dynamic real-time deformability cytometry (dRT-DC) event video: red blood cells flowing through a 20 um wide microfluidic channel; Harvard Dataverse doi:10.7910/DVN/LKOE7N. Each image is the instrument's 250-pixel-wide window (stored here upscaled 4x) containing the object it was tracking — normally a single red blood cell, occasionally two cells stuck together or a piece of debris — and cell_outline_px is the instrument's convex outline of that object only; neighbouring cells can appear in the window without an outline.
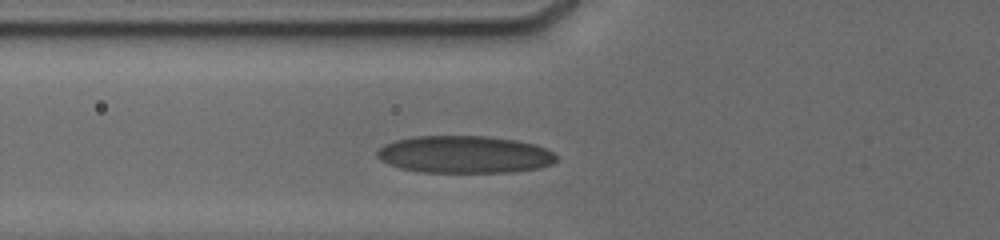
{"species": "human", "species_latin": "Homo sapiens", "temperature_condition": "cold", "stored_images_in_passage": 3, "camera_frame_rate_fps": 3000, "um_per_image_px": 0.085, "donor": {"sex": "male"}, "frame": {"image": 1, "passage_image": 3, "time_ms": 2.333, "image_size_px": [1000, 240], "cell_outline_px": [[556, 160], [552, 164], [540, 168], [512, 172], [424, 172], [400, 168], [388, 164], [380, 160], [376, 156], [376, 152], [384, 144], [396, 140], [416, 136], [488, 136], [516, 140], [532, 144], [544, 148], [552, 152], [556, 156]], "centroid_in_image_um": [39.46, 13.13], "position_along_channel_um": 86.3, "area_um2": 38.96}}